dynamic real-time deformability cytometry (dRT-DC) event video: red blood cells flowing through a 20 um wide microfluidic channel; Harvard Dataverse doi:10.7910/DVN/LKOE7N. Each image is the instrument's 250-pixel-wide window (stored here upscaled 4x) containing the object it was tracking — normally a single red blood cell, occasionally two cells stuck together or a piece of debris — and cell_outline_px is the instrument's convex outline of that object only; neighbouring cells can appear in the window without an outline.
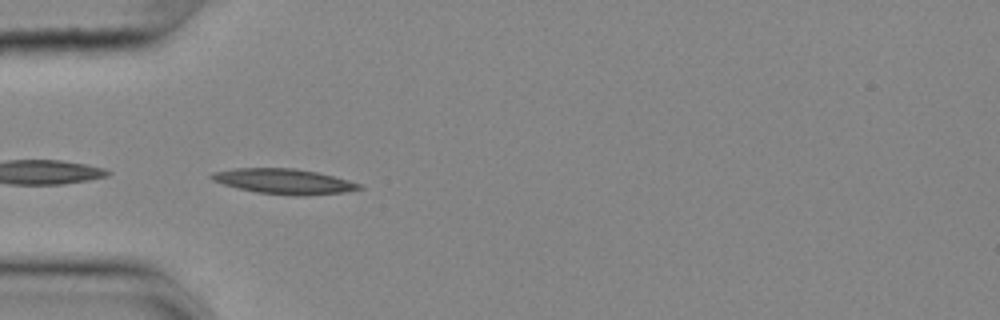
{"species": "common noctule bat (a hibernating species)", "species_latin": "Nyctalus noctula", "temperature_condition": "cold", "stored_images_in_passage": 13, "camera_frame_rate_fps": 3000, "um_per_image_px": 0.085, "animal": {"sex": "female", "body_mass_g": 25.1}, "frame": {"image": 1, "passage_image": 1, "time_ms": 0.0, "image_size_px": [1000, 320], "cell_outline_px": [[364, 188], [344, 192], [308, 196], [292, 196], [256, 192], [236, 188], [212, 180], [208, 176], [212, 172], [232, 168], [296, 168], [316, 172], [364, 184]], "centroid_in_image_um": [24.13, 15.42], "position_along_channel_um": 60.9, "area_um2": 21.96}}
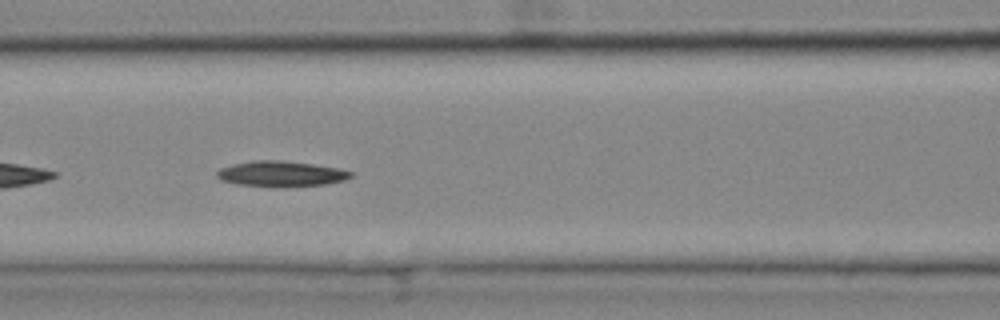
{"frame": {"image": 2, "passage_image": 8, "time_ms": 2.333, "image_size_px": [1000, 320], "cell_outline_px": [[356, 176], [344, 180], [324, 184], [284, 188], [236, 184], [220, 180], [216, 176], [216, 172], [220, 168], [232, 164], [252, 160], [284, 160], [340, 168], [352, 172]], "centroid_in_image_um": [23.89, 14.78], "position_along_channel_um": 142.7, "area_um2": 20.35}}